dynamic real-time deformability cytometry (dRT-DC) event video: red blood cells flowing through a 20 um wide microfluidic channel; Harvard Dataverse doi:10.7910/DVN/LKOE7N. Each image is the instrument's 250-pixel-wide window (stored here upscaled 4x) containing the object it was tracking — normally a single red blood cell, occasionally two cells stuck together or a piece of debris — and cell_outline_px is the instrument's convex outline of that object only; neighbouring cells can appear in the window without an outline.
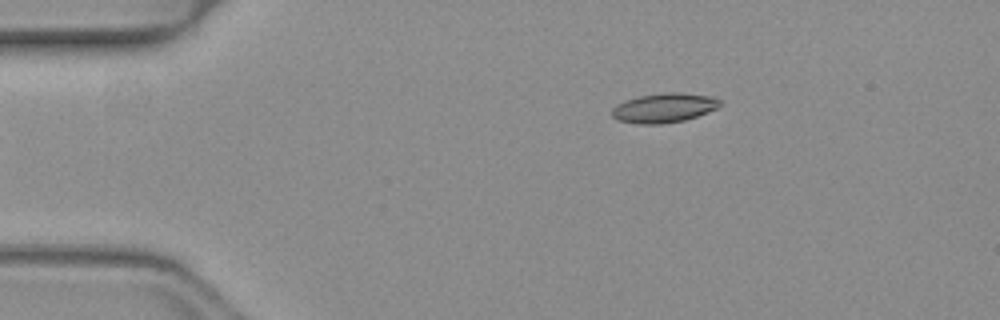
{"species": "common noctule bat (a hibernating species)", "species_latin": "Nyctalus noctula", "temperature_condition": "warm", "stored_images_in_passage": 20, "camera_frame_rate_fps": 3000, "um_per_image_px": 0.085, "animal": {"sex": "female", "body_mass_g": 19.3, "forearm_length_mm": 54.1}, "frame": {"image": 1, "passage_image": 1, "time_ms": 0.0, "image_size_px": [1000, 320], "cell_outline_px": [[724, 104], [708, 112], [684, 120], [660, 124], [636, 124], [616, 120], [612, 116], [612, 108], [616, 104], [640, 96], [664, 92], [676, 92], [712, 96], [720, 100]], "centroid_in_image_um": [56.44, 9.17], "position_along_channel_um": 28.6, "area_um2": 18.55}}
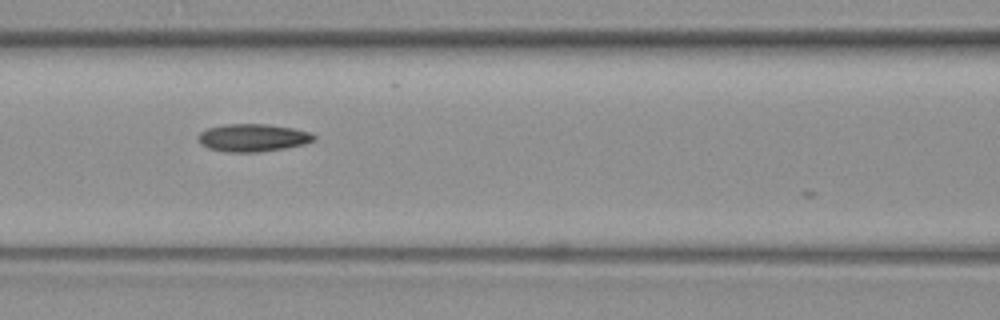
{"frame": {"image": 2, "passage_image": 14, "time_ms": 4.333, "image_size_px": [1000, 320], "cell_outline_px": [[316, 136], [312, 140], [304, 144], [284, 148], [256, 152], [228, 152], [208, 148], [200, 144], [196, 136], [200, 132], [208, 128], [224, 124], [264, 124], [292, 128], [312, 132]], "centroid_in_image_um": [21.45, 11.7], "position_along_channel_um": 145.2, "area_um2": 18.61}}
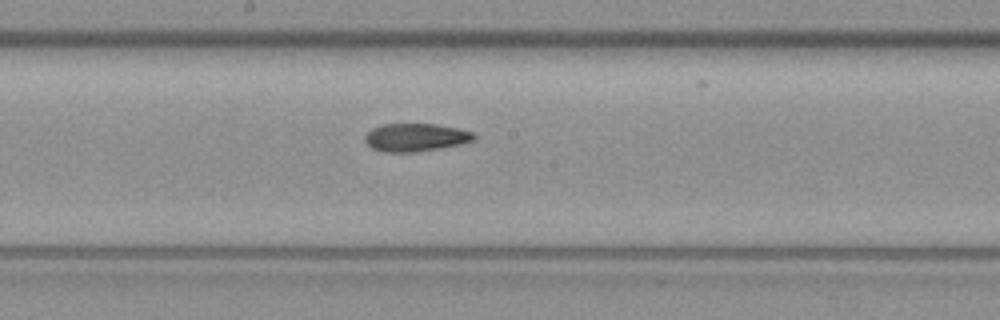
{"frame": {"image": 3, "passage_image": 19, "time_ms": 6.0, "image_size_px": [1000, 320], "cell_outline_px": [[476, 136], [472, 140], [460, 144], [416, 152], [384, 152], [372, 148], [364, 140], [364, 136], [372, 128], [384, 124], [436, 124], [456, 128], [472, 132]], "centroid_in_image_um": [35.29, 11.68], "position_along_channel_um": 212.9, "area_um2": 17.57}}